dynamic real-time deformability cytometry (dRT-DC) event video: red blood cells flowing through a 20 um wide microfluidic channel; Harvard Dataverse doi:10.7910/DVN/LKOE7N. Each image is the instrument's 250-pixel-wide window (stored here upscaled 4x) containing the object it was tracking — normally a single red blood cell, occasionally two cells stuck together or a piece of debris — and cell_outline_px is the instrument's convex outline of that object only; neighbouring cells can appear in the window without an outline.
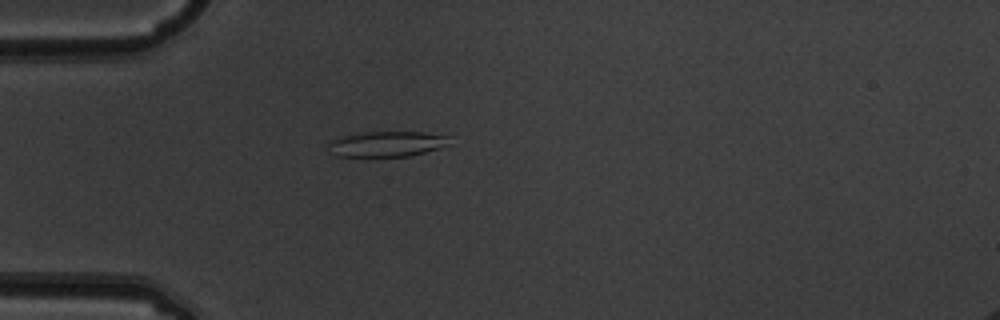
{"species": "common noctule bat (a hibernating species)", "species_latin": "Nyctalus noctula", "temperature_condition": "warm", "stored_images_in_passage": 6, "camera_frame_rate_fps": 3000, "um_per_image_px": 0.085, "animal": {"sex": "male", "body_mass_g": 19.5, "forearm_length_mm": 54.6}, "frame": {"image": 1, "passage_image": 5, "time_ms": 1.333, "image_size_px": [1000, 320], "cell_outline_px": [[452, 144], [424, 152], [408, 156], [336, 156], [328, 144], [332, 140], [340, 136], [364, 132], [424, 132], [448, 136]], "centroid_in_image_um": [32.92, 12.22], "position_along_channel_um": 52.1, "area_um2": 17.74}}